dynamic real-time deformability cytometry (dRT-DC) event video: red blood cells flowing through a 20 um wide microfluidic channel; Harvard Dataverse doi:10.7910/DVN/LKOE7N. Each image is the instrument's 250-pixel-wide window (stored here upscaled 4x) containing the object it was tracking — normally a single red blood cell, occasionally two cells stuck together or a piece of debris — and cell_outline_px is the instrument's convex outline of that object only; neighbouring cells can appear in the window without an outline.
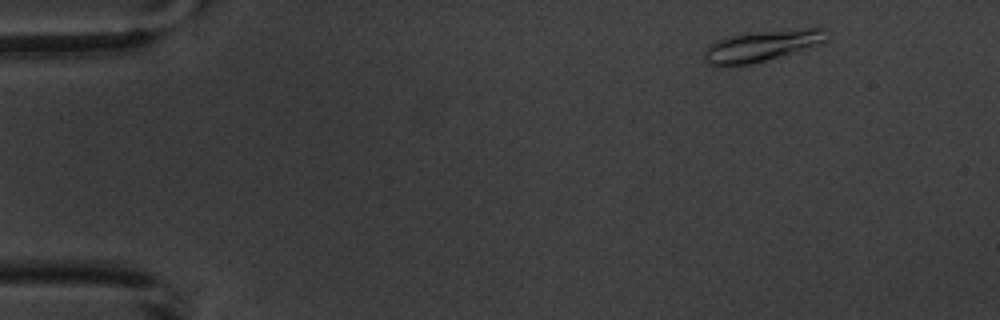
{"species": "common noctule bat (a hibernating species)", "species_latin": "Nyctalus noctula", "temperature_condition": "warm", "stored_images_in_passage": 4, "camera_frame_rate_fps": 3000, "um_per_image_px": 0.085, "animal": {"sex": "male", "body_mass_g": 20.1, "forearm_length_mm": 53.5}, "frame": {"image": 1, "passage_image": 1, "time_ms": 0.0, "image_size_px": [1000, 320], "cell_outline_px": [[828, 40], [824, 44], [764, 60], [748, 64], [728, 68], [720, 68], [708, 64], [704, 60], [704, 52], [708, 44], [716, 40], [728, 36], [756, 32], [804, 28], [824, 28]], "centroid_in_image_um": [64.7, 3.92], "position_along_channel_um": 20.3, "area_um2": 22.48}}